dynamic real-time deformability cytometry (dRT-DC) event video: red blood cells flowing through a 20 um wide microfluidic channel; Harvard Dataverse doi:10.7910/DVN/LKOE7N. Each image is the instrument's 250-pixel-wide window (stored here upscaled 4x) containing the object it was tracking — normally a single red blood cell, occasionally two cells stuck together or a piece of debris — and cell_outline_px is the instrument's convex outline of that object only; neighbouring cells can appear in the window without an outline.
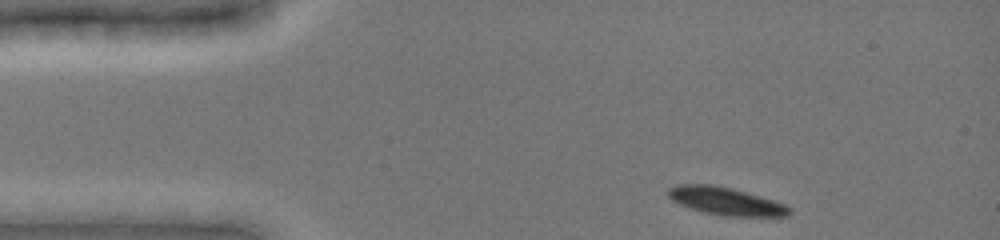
{"species": "common noctule bat (a hibernating species)", "species_latin": "Nyctalus noctula", "temperature_condition": "cold", "stored_images_in_passage": 5, "camera_frame_rate_fps": 3000, "um_per_image_px": 0.085, "animal": {"sex": "female", "body_mass_g": 19.0, "forearm_length_mm": 51.5}, "frame": {"image": 1, "passage_image": 1, "time_ms": 0.0, "image_size_px": [1000, 240], "cell_outline_px": [[792, 212], [788, 216], [724, 216], [704, 212], [688, 208], [672, 200], [668, 196], [668, 188], [676, 184], [712, 184], [732, 188], [760, 196], [784, 204], [792, 208]], "centroid_in_image_um": [61.68, 17.09], "position_along_channel_um": 23.3, "area_um2": 19.65}}
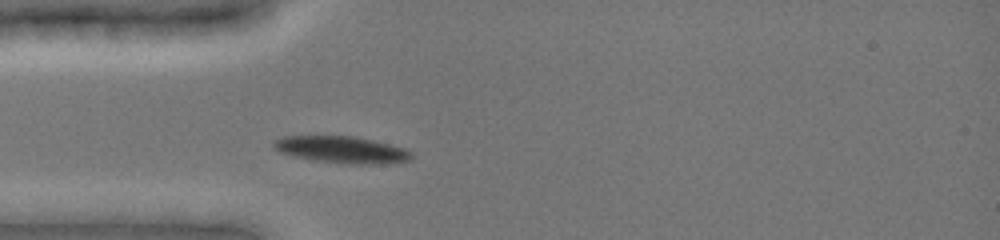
{"frame": {"image": 2, "passage_image": 5, "time_ms": 2.333, "image_size_px": [1000, 240], "cell_outline_px": [[412, 160], [380, 164], [344, 164], [312, 160], [292, 156], [280, 152], [272, 148], [272, 140], [284, 136], [352, 136], [372, 140], [404, 148], [412, 152]], "centroid_in_image_um": [28.99, 12.73], "position_along_channel_um": 56.0, "area_um2": 21.73}}